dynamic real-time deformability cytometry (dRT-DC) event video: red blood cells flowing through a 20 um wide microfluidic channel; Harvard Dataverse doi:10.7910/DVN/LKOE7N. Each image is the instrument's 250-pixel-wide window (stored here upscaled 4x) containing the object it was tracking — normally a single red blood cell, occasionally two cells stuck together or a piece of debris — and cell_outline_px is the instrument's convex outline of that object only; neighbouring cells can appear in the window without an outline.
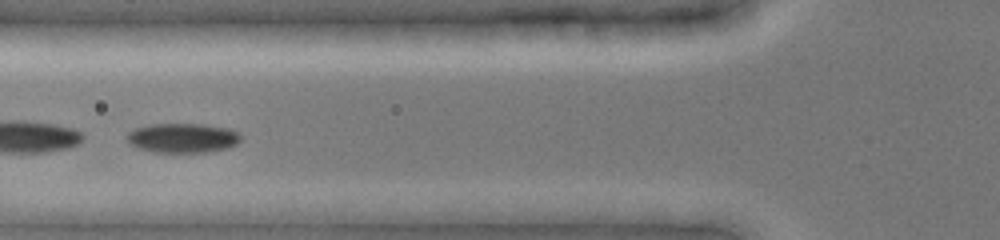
{"species": "common noctule bat (a hibernating species)", "species_latin": "Nyctalus noctula", "temperature_condition": "cold", "stored_images_in_passage": 34, "camera_frame_rate_fps": 3000, "um_per_image_px": 0.085, "animal": {"sex": "female", "body_mass_g": 19.0, "forearm_length_mm": 51.5}, "frame": {"image": 1, "passage_image": 10, "time_ms": 3.0, "image_size_px": [1000, 240], "cell_outline_px": [[240, 140], [236, 144], [228, 148], [212, 152], [152, 152], [128, 144], [124, 136], [128, 132], [136, 128], [148, 124], [204, 124], [228, 128], [240, 132]], "centroid_in_image_um": [15.51, 11.72], "position_along_channel_um": 110.3, "area_um2": 19.88}, "authors_computed_cell_mechanics": {"area_um2": 19.1318, "velocity_mm_per_s": 3.9307, "shape_relaxation_time_tau1_ms": 3.5075, "shape_relaxation_time_tau2_ms": null, "deformation_change_tau1": 0.1366, "deformation_change_tau2": null}}